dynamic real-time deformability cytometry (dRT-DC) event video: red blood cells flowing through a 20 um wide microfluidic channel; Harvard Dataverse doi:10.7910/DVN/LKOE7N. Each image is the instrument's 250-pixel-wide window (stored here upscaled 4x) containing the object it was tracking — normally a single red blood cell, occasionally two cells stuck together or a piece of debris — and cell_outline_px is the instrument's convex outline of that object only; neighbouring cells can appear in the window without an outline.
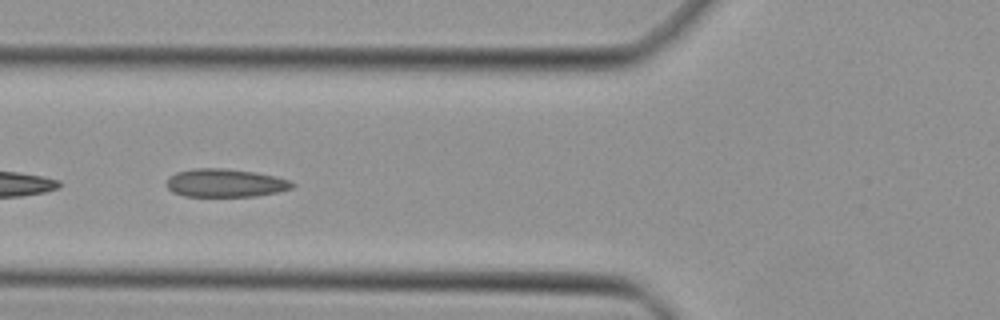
{"species": "Egyptian fruit bat (a non-hibernating species)", "species_latin": "Rousettus aegyptiacus", "temperature_condition": "cold", "stored_images_in_passage": 20, "camera_frame_rate_fps": 3000, "um_per_image_px": 0.085, "animal": {"sex": "female"}, "frame": {"image": 1, "passage_image": 6, "time_ms": 1.667, "image_size_px": [1000, 320], "cell_outline_px": [[296, 184], [292, 188], [276, 192], [256, 196], [184, 196], [172, 192], [168, 188], [168, 180], [176, 172], [192, 168], [224, 168], [256, 172], [276, 176], [288, 180]], "centroid_in_image_um": [19.17, 15.55], "position_along_channel_um": 106.6, "area_um2": 20.58}}
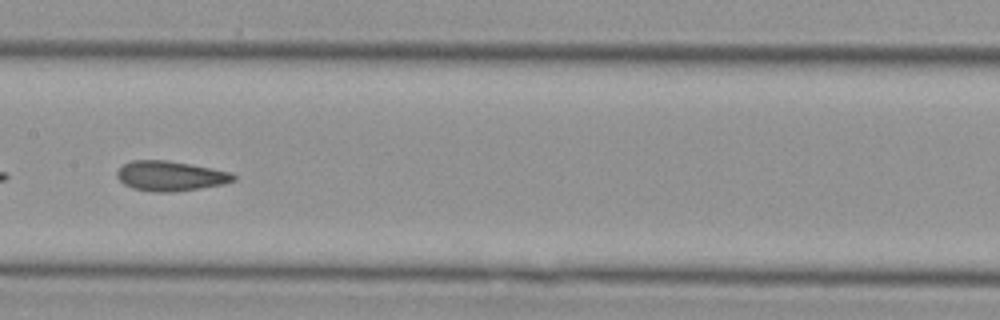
{"frame": {"image": 2, "passage_image": 12, "time_ms": 3.667, "image_size_px": [1000, 320], "cell_outline_px": [[236, 180], [224, 184], [200, 188], [172, 192], [156, 192], [132, 188], [124, 184], [116, 176], [116, 172], [124, 164], [132, 160], [168, 160], [192, 164], [232, 172], [236, 176]], "centroid_in_image_um": [14.51, 14.95], "position_along_channel_um": 192.9, "area_um2": 20.4}}
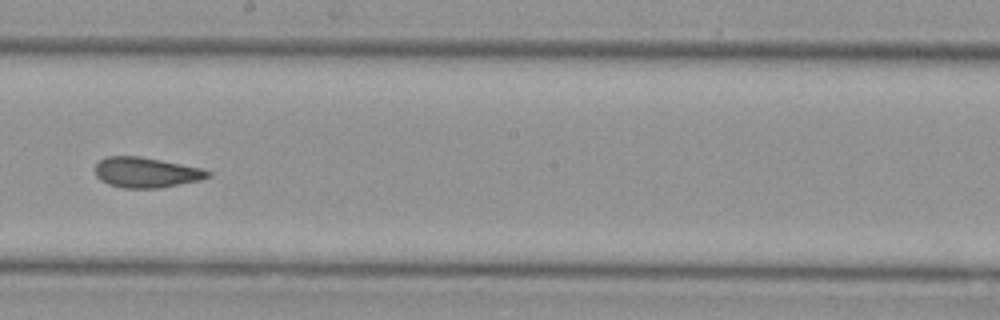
{"frame": {"image": 3, "passage_image": 15, "time_ms": 4.667, "image_size_px": [1000, 320], "cell_outline_px": [[212, 176], [200, 180], [160, 188], [124, 188], [108, 184], [100, 180], [96, 176], [96, 164], [104, 156], [140, 156], [200, 168], [212, 172]], "centroid_in_image_um": [12.41, 14.66], "position_along_channel_um": 235.8, "area_um2": 19.88}}